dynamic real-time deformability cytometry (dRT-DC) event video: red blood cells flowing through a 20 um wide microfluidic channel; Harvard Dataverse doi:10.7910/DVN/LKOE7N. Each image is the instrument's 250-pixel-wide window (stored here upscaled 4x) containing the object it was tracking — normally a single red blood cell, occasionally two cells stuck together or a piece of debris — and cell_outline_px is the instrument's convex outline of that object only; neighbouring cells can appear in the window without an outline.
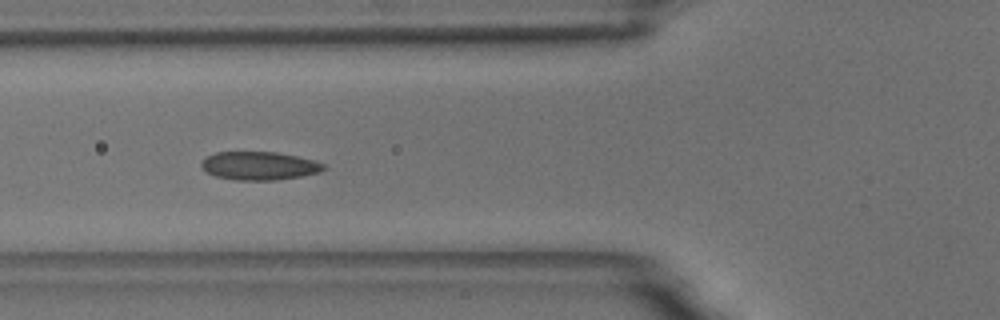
{"species": "common noctule bat (a hibernating species)", "species_latin": "Nyctalus noctula", "temperature_condition": "room temperature", "stored_images_in_passage": 44, "camera_frame_rate_fps": 3000, "um_per_image_px": 0.085, "animal": {"sex": "male", "body_mass_g": 18.8}, "frame": {"image": 1, "passage_image": 7, "time_ms": 2.0, "image_size_px": [1000, 320], "cell_outline_px": [[328, 168], [320, 172], [300, 176], [276, 180], [236, 180], [216, 176], [208, 172], [200, 164], [208, 156], [216, 152], [276, 152], [316, 160], [324, 164]], "centroid_in_image_um": [22.09, 14.09], "position_along_channel_um": 103.7, "area_um2": 20.06}, "authors_computed_cell_mechanics": {"area_um2": 20.0855, "velocity_mm_per_s": 3.4177, "shape_relaxation_time_tau1_ms": 3.6751, "shape_relaxation_time_tau2_ms": 1.4263, "deformation_change_tau1": 0.0971, "deformation_change_tau2": 0.0601}}